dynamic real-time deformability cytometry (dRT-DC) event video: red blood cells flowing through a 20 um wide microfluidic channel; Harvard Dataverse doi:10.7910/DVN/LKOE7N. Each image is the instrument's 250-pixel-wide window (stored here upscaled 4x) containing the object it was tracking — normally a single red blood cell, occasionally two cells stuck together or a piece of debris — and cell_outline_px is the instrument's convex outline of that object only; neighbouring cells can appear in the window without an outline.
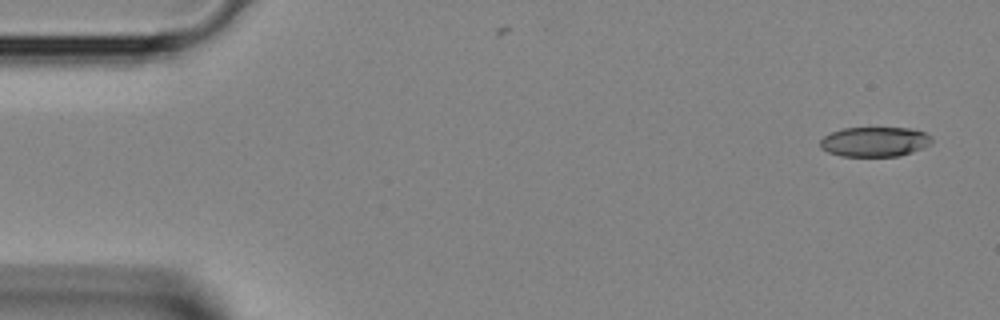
{"species": "Egyptian fruit bat (a non-hibernating species)", "species_latin": "Rousettus aegyptiacus", "temperature_condition": "room temperature", "stored_images_in_passage": 39, "camera_frame_rate_fps": 3000, "um_per_image_px": 0.085, "animal": {"sex": "female"}, "frame": {"image": 1, "passage_image": 1, "time_ms": 0.0, "image_size_px": [1000, 320], "cell_outline_px": [[932, 140], [928, 144], [912, 152], [900, 156], [840, 156], [828, 152], [820, 148], [820, 140], [824, 136], [832, 132], [844, 128], [908, 128], [924, 132], [932, 136]], "centroid_in_image_um": [74.32, 12.05], "position_along_channel_um": 10.7, "area_um2": 19.25}}
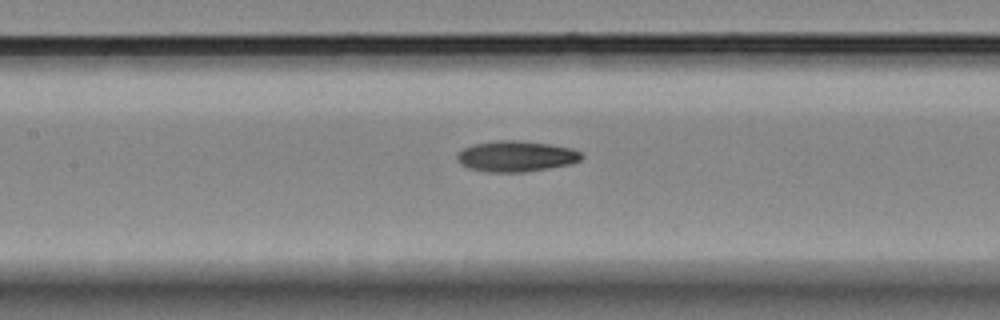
{"frame": {"image": 2, "passage_image": 17, "time_ms": 5.333, "image_size_px": [1000, 320], "cell_outline_px": [[584, 156], [580, 160], [572, 164], [524, 172], [484, 172], [468, 168], [460, 164], [456, 160], [456, 156], [464, 148], [472, 144], [496, 140], [520, 140], [552, 144], [572, 148], [580, 152]], "centroid_in_image_um": [43.86, 13.28], "position_along_channel_um": 163.5, "area_um2": 22.66}}
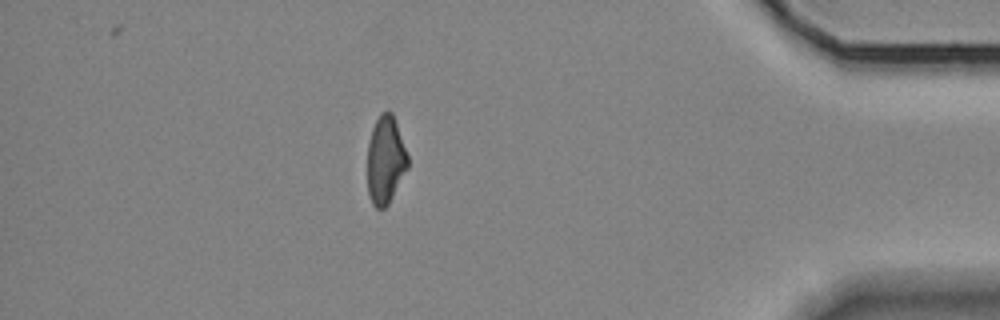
{"frame": {"image": 3, "passage_image": 34, "time_ms": 11.0, "image_size_px": [1000, 320], "cell_outline_px": [[408, 168], [388, 204], [384, 208], [376, 208], [372, 204], [368, 192], [368, 144], [372, 128], [380, 112], [388, 108], [392, 112], [408, 156]], "centroid_in_image_um": [32.76, 13.57], "position_along_channel_um": 402.4, "area_um2": 20.63}}